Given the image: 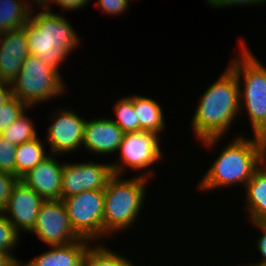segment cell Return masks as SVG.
Segmentation results:
<instances>
[{
    "label": "cell",
    "instance_id": "16",
    "mask_svg": "<svg viewBox=\"0 0 266 266\" xmlns=\"http://www.w3.org/2000/svg\"><path fill=\"white\" fill-rule=\"evenodd\" d=\"M91 244V241L80 238L67 245L49 246V250L26 263L20 261L19 264L21 266H84V258Z\"/></svg>",
    "mask_w": 266,
    "mask_h": 266
},
{
    "label": "cell",
    "instance_id": "33",
    "mask_svg": "<svg viewBox=\"0 0 266 266\" xmlns=\"http://www.w3.org/2000/svg\"><path fill=\"white\" fill-rule=\"evenodd\" d=\"M17 264L8 253L0 250V266H16Z\"/></svg>",
    "mask_w": 266,
    "mask_h": 266
},
{
    "label": "cell",
    "instance_id": "20",
    "mask_svg": "<svg viewBox=\"0 0 266 266\" xmlns=\"http://www.w3.org/2000/svg\"><path fill=\"white\" fill-rule=\"evenodd\" d=\"M45 150L44 144L38 137L28 142H24L16 147L15 176L19 179L33 169L38 163L47 158L49 154Z\"/></svg>",
    "mask_w": 266,
    "mask_h": 266
},
{
    "label": "cell",
    "instance_id": "23",
    "mask_svg": "<svg viewBox=\"0 0 266 266\" xmlns=\"http://www.w3.org/2000/svg\"><path fill=\"white\" fill-rule=\"evenodd\" d=\"M112 109L116 116V119L113 117L112 120L124 133L139 131V121L134 111L132 95H126L116 101Z\"/></svg>",
    "mask_w": 266,
    "mask_h": 266
},
{
    "label": "cell",
    "instance_id": "32",
    "mask_svg": "<svg viewBox=\"0 0 266 266\" xmlns=\"http://www.w3.org/2000/svg\"><path fill=\"white\" fill-rule=\"evenodd\" d=\"M12 96L11 83L0 79V106L7 102Z\"/></svg>",
    "mask_w": 266,
    "mask_h": 266
},
{
    "label": "cell",
    "instance_id": "37",
    "mask_svg": "<svg viewBox=\"0 0 266 266\" xmlns=\"http://www.w3.org/2000/svg\"><path fill=\"white\" fill-rule=\"evenodd\" d=\"M3 214V209L0 208V216Z\"/></svg>",
    "mask_w": 266,
    "mask_h": 266
},
{
    "label": "cell",
    "instance_id": "29",
    "mask_svg": "<svg viewBox=\"0 0 266 266\" xmlns=\"http://www.w3.org/2000/svg\"><path fill=\"white\" fill-rule=\"evenodd\" d=\"M19 180L13 174L0 171V208H4L16 182Z\"/></svg>",
    "mask_w": 266,
    "mask_h": 266
},
{
    "label": "cell",
    "instance_id": "36",
    "mask_svg": "<svg viewBox=\"0 0 266 266\" xmlns=\"http://www.w3.org/2000/svg\"><path fill=\"white\" fill-rule=\"evenodd\" d=\"M33 1V3L36 5H39L43 0H32Z\"/></svg>",
    "mask_w": 266,
    "mask_h": 266
},
{
    "label": "cell",
    "instance_id": "24",
    "mask_svg": "<svg viewBox=\"0 0 266 266\" xmlns=\"http://www.w3.org/2000/svg\"><path fill=\"white\" fill-rule=\"evenodd\" d=\"M20 235L5 215L2 214L0 216V250L8 253L17 263H20L21 260L16 258L12 250L20 243Z\"/></svg>",
    "mask_w": 266,
    "mask_h": 266
},
{
    "label": "cell",
    "instance_id": "14",
    "mask_svg": "<svg viewBox=\"0 0 266 266\" xmlns=\"http://www.w3.org/2000/svg\"><path fill=\"white\" fill-rule=\"evenodd\" d=\"M50 154L33 169L25 173L20 180L31 187L45 201L61 200L62 171L64 162Z\"/></svg>",
    "mask_w": 266,
    "mask_h": 266
},
{
    "label": "cell",
    "instance_id": "8",
    "mask_svg": "<svg viewBox=\"0 0 266 266\" xmlns=\"http://www.w3.org/2000/svg\"><path fill=\"white\" fill-rule=\"evenodd\" d=\"M74 232L91 242L103 239L104 190H89L62 199Z\"/></svg>",
    "mask_w": 266,
    "mask_h": 266
},
{
    "label": "cell",
    "instance_id": "11",
    "mask_svg": "<svg viewBox=\"0 0 266 266\" xmlns=\"http://www.w3.org/2000/svg\"><path fill=\"white\" fill-rule=\"evenodd\" d=\"M113 176L111 162H64L61 200L89 190H104Z\"/></svg>",
    "mask_w": 266,
    "mask_h": 266
},
{
    "label": "cell",
    "instance_id": "34",
    "mask_svg": "<svg viewBox=\"0 0 266 266\" xmlns=\"http://www.w3.org/2000/svg\"><path fill=\"white\" fill-rule=\"evenodd\" d=\"M262 149V164L266 166V129L259 135Z\"/></svg>",
    "mask_w": 266,
    "mask_h": 266
},
{
    "label": "cell",
    "instance_id": "7",
    "mask_svg": "<svg viewBox=\"0 0 266 266\" xmlns=\"http://www.w3.org/2000/svg\"><path fill=\"white\" fill-rule=\"evenodd\" d=\"M160 139L161 136L150 131L124 133L117 152L118 162L111 163L113 175L126 176L125 171L131 169L138 173L136 176L154 180L156 172L155 169L152 170L153 165H159L164 158Z\"/></svg>",
    "mask_w": 266,
    "mask_h": 266
},
{
    "label": "cell",
    "instance_id": "13",
    "mask_svg": "<svg viewBox=\"0 0 266 266\" xmlns=\"http://www.w3.org/2000/svg\"><path fill=\"white\" fill-rule=\"evenodd\" d=\"M111 118L104 116L86 120L82 147L89 153L94 155L117 154L124 132Z\"/></svg>",
    "mask_w": 266,
    "mask_h": 266
},
{
    "label": "cell",
    "instance_id": "18",
    "mask_svg": "<svg viewBox=\"0 0 266 266\" xmlns=\"http://www.w3.org/2000/svg\"><path fill=\"white\" fill-rule=\"evenodd\" d=\"M134 111L139 121V131H150L160 134L166 133V121L162 106L155 99L148 98L139 94L132 95ZM165 130V131H164Z\"/></svg>",
    "mask_w": 266,
    "mask_h": 266
},
{
    "label": "cell",
    "instance_id": "30",
    "mask_svg": "<svg viewBox=\"0 0 266 266\" xmlns=\"http://www.w3.org/2000/svg\"><path fill=\"white\" fill-rule=\"evenodd\" d=\"M205 3L211 8H222L224 7H238V6H263L266 4V0H206Z\"/></svg>",
    "mask_w": 266,
    "mask_h": 266
},
{
    "label": "cell",
    "instance_id": "6",
    "mask_svg": "<svg viewBox=\"0 0 266 266\" xmlns=\"http://www.w3.org/2000/svg\"><path fill=\"white\" fill-rule=\"evenodd\" d=\"M62 78L65 79L37 56L29 54L22 63L21 71L11 82L12 94L31 110L42 102L66 95L68 86Z\"/></svg>",
    "mask_w": 266,
    "mask_h": 266
},
{
    "label": "cell",
    "instance_id": "3",
    "mask_svg": "<svg viewBox=\"0 0 266 266\" xmlns=\"http://www.w3.org/2000/svg\"><path fill=\"white\" fill-rule=\"evenodd\" d=\"M235 135L220 150L205 175L198 182L197 189L208 193L211 190L243 185L252 178L262 164V149L258 135L246 137Z\"/></svg>",
    "mask_w": 266,
    "mask_h": 266
},
{
    "label": "cell",
    "instance_id": "1",
    "mask_svg": "<svg viewBox=\"0 0 266 266\" xmlns=\"http://www.w3.org/2000/svg\"><path fill=\"white\" fill-rule=\"evenodd\" d=\"M223 71L197 101L190 122L196 141L212 150L228 134L240 114L237 77L228 66Z\"/></svg>",
    "mask_w": 266,
    "mask_h": 266
},
{
    "label": "cell",
    "instance_id": "22",
    "mask_svg": "<svg viewBox=\"0 0 266 266\" xmlns=\"http://www.w3.org/2000/svg\"><path fill=\"white\" fill-rule=\"evenodd\" d=\"M26 109L18 119H16L11 125H9L0 135L11 142L15 146H18L24 142L31 141L38 138V133L36 130V124L33 122V119L27 115Z\"/></svg>",
    "mask_w": 266,
    "mask_h": 266
},
{
    "label": "cell",
    "instance_id": "9",
    "mask_svg": "<svg viewBox=\"0 0 266 266\" xmlns=\"http://www.w3.org/2000/svg\"><path fill=\"white\" fill-rule=\"evenodd\" d=\"M66 108V109H65ZM57 108L50 113L48 120L51 122L46 128V141L50 149V154L60 156L69 154L82 148L84 137V126L86 119L80 117L71 108ZM51 115L54 117L52 118ZM59 154V155H58Z\"/></svg>",
    "mask_w": 266,
    "mask_h": 266
},
{
    "label": "cell",
    "instance_id": "10",
    "mask_svg": "<svg viewBox=\"0 0 266 266\" xmlns=\"http://www.w3.org/2000/svg\"><path fill=\"white\" fill-rule=\"evenodd\" d=\"M46 246L67 245L80 239L71 227L62 200L44 201L39 209L35 225L29 232Z\"/></svg>",
    "mask_w": 266,
    "mask_h": 266
},
{
    "label": "cell",
    "instance_id": "27",
    "mask_svg": "<svg viewBox=\"0 0 266 266\" xmlns=\"http://www.w3.org/2000/svg\"><path fill=\"white\" fill-rule=\"evenodd\" d=\"M130 0H97L99 10L107 16H119L126 13ZM126 11V12H125Z\"/></svg>",
    "mask_w": 266,
    "mask_h": 266
},
{
    "label": "cell",
    "instance_id": "35",
    "mask_svg": "<svg viewBox=\"0 0 266 266\" xmlns=\"http://www.w3.org/2000/svg\"><path fill=\"white\" fill-rule=\"evenodd\" d=\"M239 266H266V264H260V263H252L250 262V264L248 263L247 265H239Z\"/></svg>",
    "mask_w": 266,
    "mask_h": 266
},
{
    "label": "cell",
    "instance_id": "31",
    "mask_svg": "<svg viewBox=\"0 0 266 266\" xmlns=\"http://www.w3.org/2000/svg\"><path fill=\"white\" fill-rule=\"evenodd\" d=\"M252 224L262 232V235L257 237L258 239L256 240L255 245L256 250H258L260 256L262 255L263 258L255 263L266 264V222H251V225Z\"/></svg>",
    "mask_w": 266,
    "mask_h": 266
},
{
    "label": "cell",
    "instance_id": "25",
    "mask_svg": "<svg viewBox=\"0 0 266 266\" xmlns=\"http://www.w3.org/2000/svg\"><path fill=\"white\" fill-rule=\"evenodd\" d=\"M28 108L25 103L15 96L2 104L0 106V134Z\"/></svg>",
    "mask_w": 266,
    "mask_h": 266
},
{
    "label": "cell",
    "instance_id": "12",
    "mask_svg": "<svg viewBox=\"0 0 266 266\" xmlns=\"http://www.w3.org/2000/svg\"><path fill=\"white\" fill-rule=\"evenodd\" d=\"M45 200L20 179L14 185L3 214L20 234L29 233ZM9 214V215H8Z\"/></svg>",
    "mask_w": 266,
    "mask_h": 266
},
{
    "label": "cell",
    "instance_id": "5",
    "mask_svg": "<svg viewBox=\"0 0 266 266\" xmlns=\"http://www.w3.org/2000/svg\"><path fill=\"white\" fill-rule=\"evenodd\" d=\"M239 41L240 55L231 57L227 65L237 77L240 113L248 114L250 129L259 136L266 129V67L252 54L245 39Z\"/></svg>",
    "mask_w": 266,
    "mask_h": 266
},
{
    "label": "cell",
    "instance_id": "4",
    "mask_svg": "<svg viewBox=\"0 0 266 266\" xmlns=\"http://www.w3.org/2000/svg\"><path fill=\"white\" fill-rule=\"evenodd\" d=\"M124 177L113 175L104 189L103 241L115 237L113 233L131 229L145 205L146 186L151 179L136 175Z\"/></svg>",
    "mask_w": 266,
    "mask_h": 266
},
{
    "label": "cell",
    "instance_id": "15",
    "mask_svg": "<svg viewBox=\"0 0 266 266\" xmlns=\"http://www.w3.org/2000/svg\"><path fill=\"white\" fill-rule=\"evenodd\" d=\"M24 28L10 30L0 35V79L11 83L21 71L30 54Z\"/></svg>",
    "mask_w": 266,
    "mask_h": 266
},
{
    "label": "cell",
    "instance_id": "2",
    "mask_svg": "<svg viewBox=\"0 0 266 266\" xmlns=\"http://www.w3.org/2000/svg\"><path fill=\"white\" fill-rule=\"evenodd\" d=\"M36 6L41 9L35 12L33 8L30 19L23 26L29 53L61 75L60 66L80 45L81 38L64 15Z\"/></svg>",
    "mask_w": 266,
    "mask_h": 266
},
{
    "label": "cell",
    "instance_id": "21",
    "mask_svg": "<svg viewBox=\"0 0 266 266\" xmlns=\"http://www.w3.org/2000/svg\"><path fill=\"white\" fill-rule=\"evenodd\" d=\"M99 244V245H97ZM90 245L85 258L84 266H134L128 258L118 254L106 245L99 243Z\"/></svg>",
    "mask_w": 266,
    "mask_h": 266
},
{
    "label": "cell",
    "instance_id": "26",
    "mask_svg": "<svg viewBox=\"0 0 266 266\" xmlns=\"http://www.w3.org/2000/svg\"><path fill=\"white\" fill-rule=\"evenodd\" d=\"M16 147L0 135V171L15 175Z\"/></svg>",
    "mask_w": 266,
    "mask_h": 266
},
{
    "label": "cell",
    "instance_id": "28",
    "mask_svg": "<svg viewBox=\"0 0 266 266\" xmlns=\"http://www.w3.org/2000/svg\"><path fill=\"white\" fill-rule=\"evenodd\" d=\"M89 1L91 0H43L38 6L50 12H53L51 6L54 3L63 11L66 10L71 12L72 10L76 11L82 8L84 9V7L88 5V3L90 4ZM49 3L52 4L50 5Z\"/></svg>",
    "mask_w": 266,
    "mask_h": 266
},
{
    "label": "cell",
    "instance_id": "17",
    "mask_svg": "<svg viewBox=\"0 0 266 266\" xmlns=\"http://www.w3.org/2000/svg\"><path fill=\"white\" fill-rule=\"evenodd\" d=\"M244 190L248 221L266 222V166L261 164L246 183Z\"/></svg>",
    "mask_w": 266,
    "mask_h": 266
},
{
    "label": "cell",
    "instance_id": "19",
    "mask_svg": "<svg viewBox=\"0 0 266 266\" xmlns=\"http://www.w3.org/2000/svg\"><path fill=\"white\" fill-rule=\"evenodd\" d=\"M32 0H0V33L22 28L30 19Z\"/></svg>",
    "mask_w": 266,
    "mask_h": 266
}]
</instances>
